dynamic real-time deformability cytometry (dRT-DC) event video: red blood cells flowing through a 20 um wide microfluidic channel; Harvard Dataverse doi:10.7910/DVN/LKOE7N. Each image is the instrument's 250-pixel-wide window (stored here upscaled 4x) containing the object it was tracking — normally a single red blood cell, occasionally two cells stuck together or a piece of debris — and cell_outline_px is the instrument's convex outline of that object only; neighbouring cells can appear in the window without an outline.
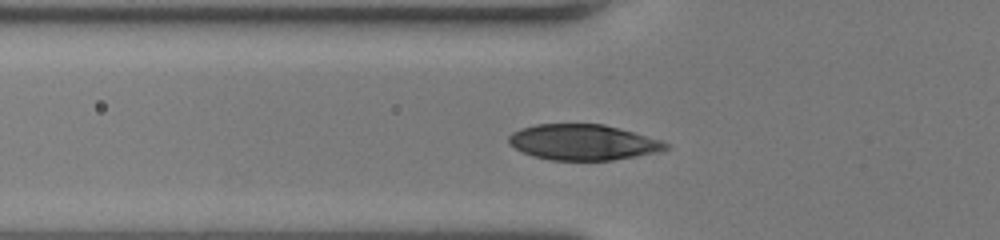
{"species": "human", "species_latin": "Homo sapiens", "temperature_condition": "room temperature", "stored_images_in_passage": 40, "camera_frame_rate_fps": 3000, "um_per_image_px": 0.085, "donor": {"sex": "female"}, "frame": {"image": 1, "passage_image": 6, "time_ms": 1.667, "image_size_px": [1000, 240], "cell_outline_px": [[672, 148], [660, 152], [612, 160], [548, 160], [532, 156], [508, 144], [508, 136], [512, 132], [520, 128], [536, 124], [604, 124], [660, 140], [672, 144]], "centroid_in_image_um": [49.57, 12.1], "position_along_channel_um": 76.2, "area_um2": 32.77}}
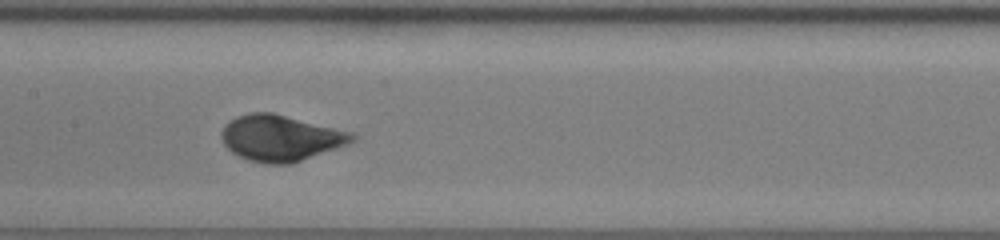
{"frame": {"image": 2, "passage_image": 14, "time_ms": 4.333, "image_size_px": [1000, 240], "cell_outline_px": [[356, 140], [348, 144], [292, 164], [264, 164], [248, 160], [232, 152], [224, 144], [220, 136], [220, 132], [224, 124], [228, 120], [236, 116], [248, 112], [272, 112], [352, 132], [356, 136]], "centroid_in_image_um": [23.82, 11.73], "position_along_channel_um": 183.6, "area_um2": 35.32}}
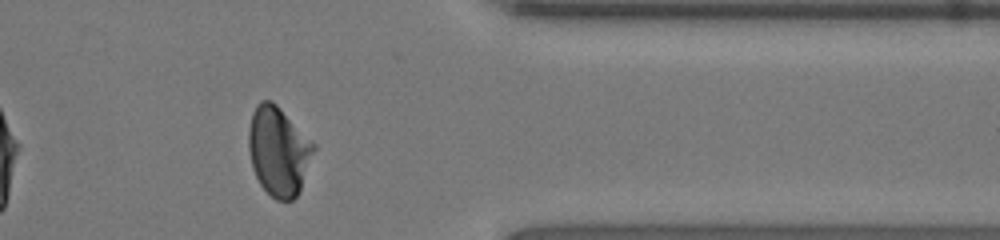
{"frame": {"image": 3, "passage_image": 30, "time_ms": 9.667, "image_size_px": [1000, 240], "cell_outline_px": [[316, 148], [300, 188], [296, 196], [292, 200], [276, 200], [260, 184], [252, 168], [248, 148], [248, 128], [252, 112], [256, 104], [260, 100], [272, 100], [316, 144]], "centroid_in_image_um": [23.66, 12.81], "position_along_channel_um": 387.7, "area_um2": 33.76}, "authors_computed_cell_mechanics": {"area_um2": 33.7263, "velocity_mm_per_s": 4.0305, "shape_relaxation_time_tau1_ms": 2.8211, "shape_relaxation_time_tau2_ms": null, "deformation_change_tau1": 0.1876, "deformation_change_tau2": null}}